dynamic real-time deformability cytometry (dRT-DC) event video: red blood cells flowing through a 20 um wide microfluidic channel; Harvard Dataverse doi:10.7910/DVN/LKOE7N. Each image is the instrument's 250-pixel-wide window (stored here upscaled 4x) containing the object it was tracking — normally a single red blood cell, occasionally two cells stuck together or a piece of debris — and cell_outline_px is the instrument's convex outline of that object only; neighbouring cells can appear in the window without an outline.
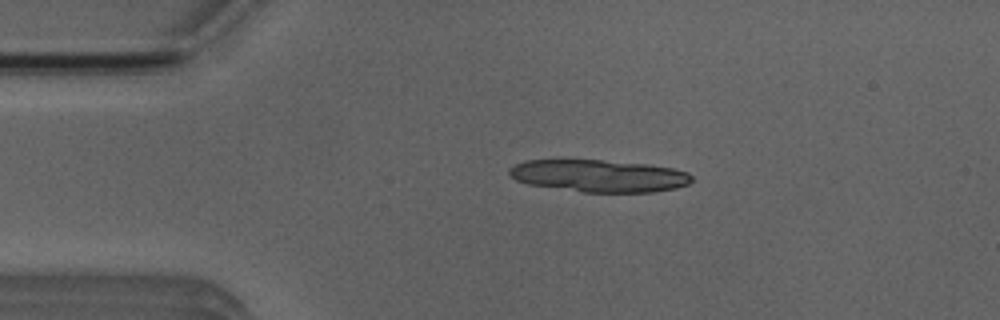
{"species": "Egyptian fruit bat (a non-hibernating species)", "species_latin": "Rousettus aegyptiacus", "temperature_condition": "room temperature", "stored_images_in_passage": 2, "camera_frame_rate_fps": 3000, "um_per_image_px": 0.085, "animal": {"sex": "male"}, "frame": {"image": 1, "passage_image": 1, "time_ms": 0.0, "image_size_px": [1000, 320], "cell_outline_px": [[692, 180], [688, 184], [676, 188], [652, 192], [584, 192], [528, 184], [516, 180], [508, 176], [508, 168], [524, 160], [604, 160], [644, 164], [672, 168], [688, 172], [692, 176]], "centroid_in_image_um": [50.88, 14.94], "position_along_channel_um": 34.1, "area_um2": 34.28}}